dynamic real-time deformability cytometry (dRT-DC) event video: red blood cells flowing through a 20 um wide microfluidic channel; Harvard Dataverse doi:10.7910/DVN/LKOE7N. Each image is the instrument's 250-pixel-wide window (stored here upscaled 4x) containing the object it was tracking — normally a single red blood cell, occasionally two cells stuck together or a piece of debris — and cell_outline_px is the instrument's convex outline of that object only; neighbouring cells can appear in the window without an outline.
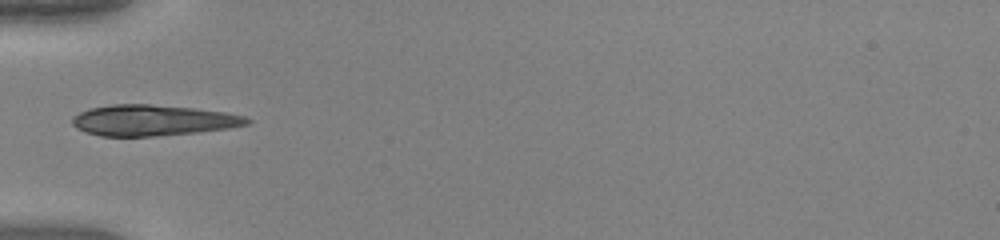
{"species": "human", "species_latin": "Homo sapiens", "temperature_condition": "warm", "stored_images_in_passage": 34, "camera_frame_rate_fps": 3000, "um_per_image_px": 0.085, "donor": {"sex": "female"}, "frame": {"image": 1, "passage_image": 1, "time_ms": 0.0, "image_size_px": [1000, 240], "cell_outline_px": [[252, 120], [248, 124], [232, 128], [200, 132], [156, 136], [100, 136], [84, 132], [76, 128], [72, 124], [72, 116], [80, 112], [92, 108], [112, 104], [148, 104], [192, 108], [224, 112], [244, 116]], "centroid_in_image_um": [12.99, 10.24], "position_along_channel_um": 72.0, "area_um2": 31.5}}
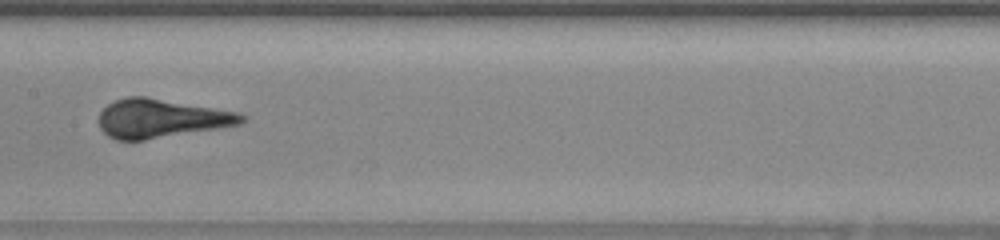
{"frame": {"image": 2, "passage_image": 10, "time_ms": 3.0, "image_size_px": [1000, 240], "cell_outline_px": [[248, 116], [240, 124], [144, 140], [116, 140], [108, 136], [100, 128], [100, 112], [108, 104], [116, 100], [128, 96], [148, 96], [240, 112]], "centroid_in_image_um": [13.71, 10.05], "position_along_channel_um": 193.7, "area_um2": 32.19}}
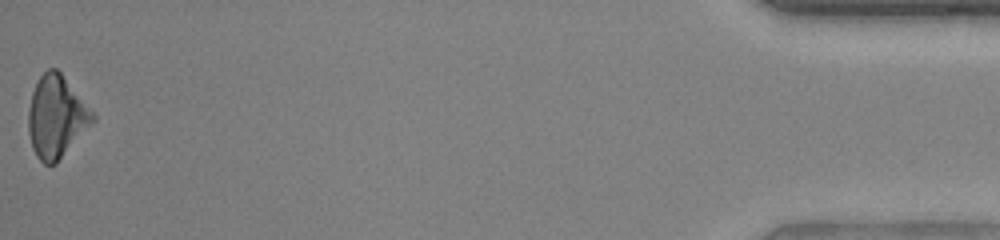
{"frame": {"image": 3, "passage_image": 34, "time_ms": 11.0, "image_size_px": [1000, 240], "cell_outline_px": [[96, 120], [56, 164], [44, 164], [36, 156], [32, 148], [28, 132], [28, 112], [32, 92], [40, 76], [48, 68], [56, 68], [60, 72], [96, 116]], "centroid_in_image_um": [4.78, 9.95], "position_along_channel_um": 430.4, "area_um2": 30.58}}